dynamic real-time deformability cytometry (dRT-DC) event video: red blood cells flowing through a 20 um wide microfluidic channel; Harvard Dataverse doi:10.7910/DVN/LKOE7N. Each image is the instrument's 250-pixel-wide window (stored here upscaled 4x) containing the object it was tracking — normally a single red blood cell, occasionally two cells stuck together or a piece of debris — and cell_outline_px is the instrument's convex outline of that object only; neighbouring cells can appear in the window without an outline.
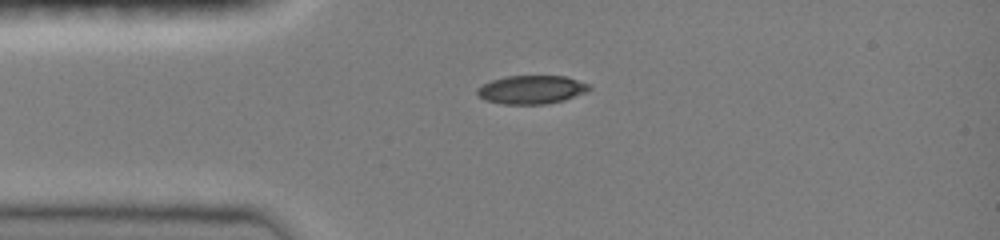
{"species": "common noctule bat (a hibernating species)", "species_latin": "Nyctalus noctula", "temperature_condition": "room temperature", "stored_images_in_passage": 30, "camera_frame_rate_fps": 3000, "um_per_image_px": 0.085, "animal": {"sex": "female", "body_mass_g": 19.0, "forearm_length_mm": 51.5}, "frame": {"image": 1, "passage_image": 1, "time_ms": 0.0, "image_size_px": [1000, 240], "cell_outline_px": [[592, 88], [584, 92], [564, 100], [544, 104], [504, 104], [484, 100], [476, 92], [476, 88], [492, 80], [504, 76], [564, 76], [588, 84]], "centroid_in_image_um": [45.14, 7.62], "position_along_channel_um": 39.9, "area_um2": 18.38}}
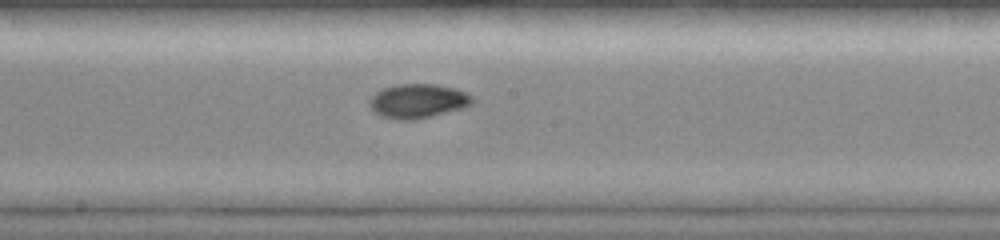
{"frame": {"image": 2, "passage_image": 11, "time_ms": 3.333, "image_size_px": [1000, 240], "cell_outline_px": [[476, 100], [472, 104], [464, 108], [416, 120], [396, 120], [380, 116], [368, 104], [368, 100], [376, 92], [384, 88], [396, 84], [436, 84], [456, 88], [472, 96]], "centroid_in_image_um": [35.54, 8.59], "position_along_channel_um": 212.7, "area_um2": 20.75}}
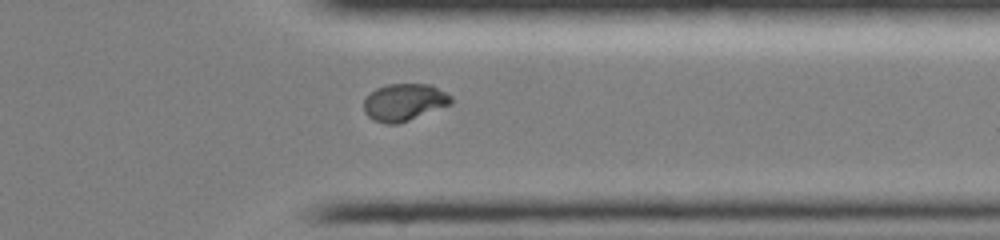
{"frame": {"image": 3, "passage_image": 22, "time_ms": 7.0, "image_size_px": [1000, 240], "cell_outline_px": [[452, 104], [408, 120], [396, 124], [384, 124], [368, 116], [364, 112], [364, 100], [376, 88], [388, 84], [428, 84], [452, 96]], "centroid_in_image_um": [34.35, 8.69], "position_along_channel_um": 377.1, "area_um2": 18.61}, "authors_computed_cell_mechanics": {"area_um2": 19.363, "velocity_mm_per_s": 4.14, "shape_relaxation_time_tau1_ms": 5.0567, "shape_relaxation_time_tau2_ms": 1.0178, "deformation_change_tau1": 0.1973, "deformation_change_tau2": 0.0232}}